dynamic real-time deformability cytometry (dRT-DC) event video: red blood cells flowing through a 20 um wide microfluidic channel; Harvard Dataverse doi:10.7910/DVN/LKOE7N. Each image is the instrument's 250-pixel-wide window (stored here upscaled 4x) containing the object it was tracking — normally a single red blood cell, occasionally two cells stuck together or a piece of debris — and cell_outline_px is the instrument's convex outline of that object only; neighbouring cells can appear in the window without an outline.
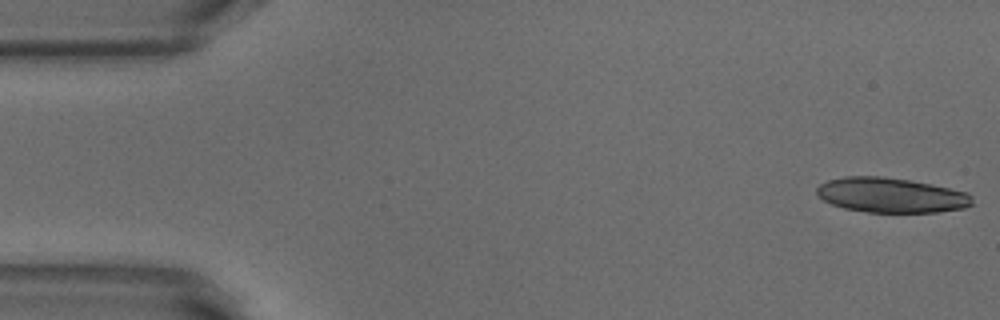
{"species": "common noctule bat (a hibernating species)", "species_latin": "Nyctalus noctula", "temperature_condition": "warm", "stored_images_in_passage": 52, "camera_frame_rate_fps": 3000, "um_per_image_px": 0.085, "animal": {"sex": "male", "body_mass_g": 18.8}, "frame": {"image": 1, "passage_image": 1, "time_ms": 0.0, "image_size_px": [1000, 320], "cell_outline_px": [[972, 204], [964, 208], [940, 212], [868, 212], [844, 208], [832, 204], [824, 200], [816, 192], [816, 188], [820, 184], [828, 180], [844, 176], [884, 176], [932, 184], [968, 192], [972, 196]], "centroid_in_image_um": [75.76, 16.58], "position_along_channel_um": 9.2, "area_um2": 31.62}}
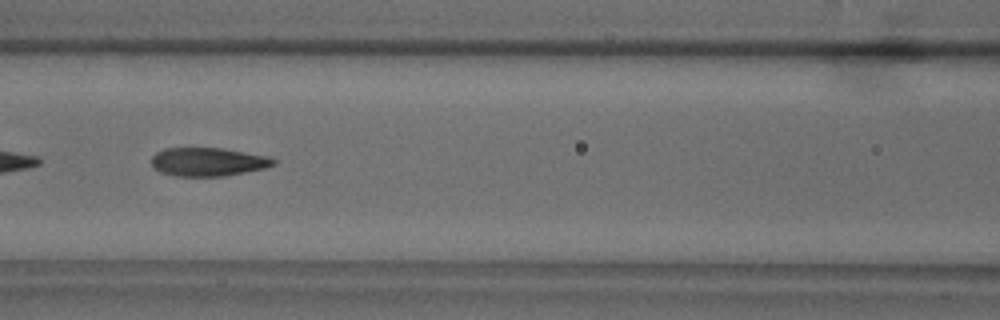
{"frame": {"image": 2, "passage_image": 22, "time_ms": 7.0, "image_size_px": [1000, 320], "cell_outline_px": [[276, 164], [264, 168], [224, 176], [176, 176], [160, 172], [152, 168], [152, 156], [156, 152], [164, 148], [224, 148], [268, 156], [276, 160]], "centroid_in_image_um": [17.66, 13.75], "position_along_channel_um": 148.9, "area_um2": 20.35}, "authors_computed_cell_mechanics": {"area_um2": 21.2993, "velocity_mm_per_s": 3.8623, "shape_relaxation_time_tau1_ms": 5.816, "shape_relaxation_time_tau2_ms": 1.7357, "deformation_change_tau1": 0.21, "deformation_change_tau2": 0.101}}